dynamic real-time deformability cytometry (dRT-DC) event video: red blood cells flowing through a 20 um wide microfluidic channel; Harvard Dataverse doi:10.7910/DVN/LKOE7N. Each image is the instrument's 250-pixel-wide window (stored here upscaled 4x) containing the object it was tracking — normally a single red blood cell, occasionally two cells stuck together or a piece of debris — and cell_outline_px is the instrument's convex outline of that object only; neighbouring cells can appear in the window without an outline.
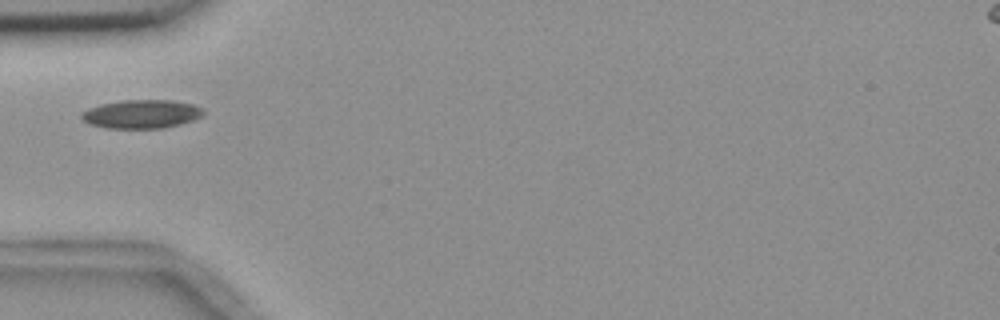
{"species": "common noctule bat (a hibernating species)", "species_latin": "Nyctalus noctula", "temperature_condition": "room temperature", "stored_images_in_passage": 7, "camera_frame_rate_fps": 3000, "um_per_image_px": 0.085, "animal": {"sex": "female", "body_mass_g": 18.4}, "frame": {"image": 1, "passage_image": 1, "time_ms": 0.0, "image_size_px": [1000, 320], "cell_outline_px": [[204, 116], [180, 124], [164, 128], [104, 128], [88, 124], [80, 120], [80, 112], [88, 108], [100, 104], [120, 100], [172, 100], [192, 104], [204, 108]], "centroid_in_image_um": [11.98, 9.69], "position_along_channel_um": 73.0, "area_um2": 20.69}}
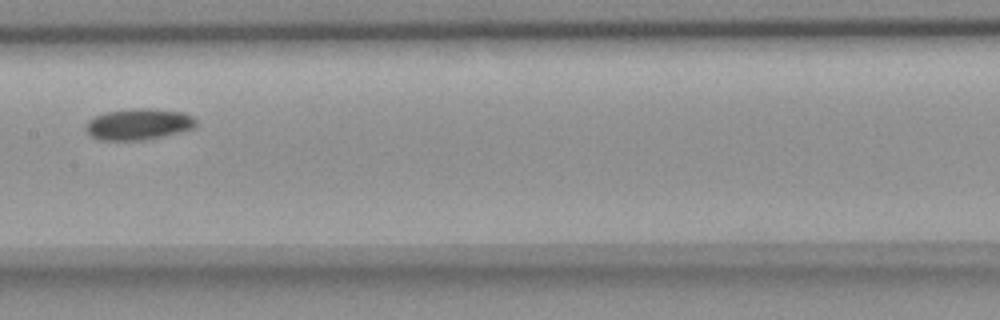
{"frame": {"image": 2, "passage_image": 4, "time_ms": 3.333, "image_size_px": [1000, 320], "cell_outline_px": [[196, 128], [144, 140], [100, 140], [92, 136], [84, 128], [84, 124], [88, 120], [104, 112], [132, 108], [152, 108], [184, 112], [192, 116], [196, 120]], "centroid_in_image_um": [11.77, 10.54], "position_along_channel_um": 195.6, "area_um2": 20.23}}
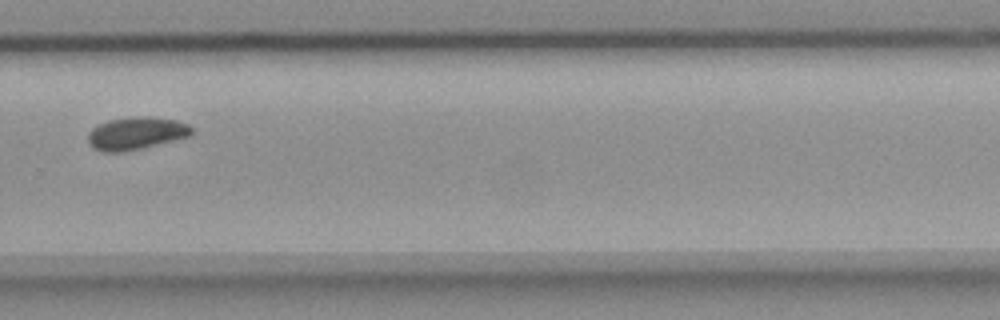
{"frame": {"image": 3, "passage_image": 7, "time_ms": 6.667, "image_size_px": [1000, 320], "cell_outline_px": [[192, 136], [140, 148], [120, 152], [104, 152], [92, 148], [88, 144], [88, 132], [92, 128], [108, 120], [140, 116], [148, 116], [176, 120], [188, 124], [192, 128]], "centroid_in_image_um": [11.56, 11.33], "position_along_channel_um": 318.2, "area_um2": 19.65}}